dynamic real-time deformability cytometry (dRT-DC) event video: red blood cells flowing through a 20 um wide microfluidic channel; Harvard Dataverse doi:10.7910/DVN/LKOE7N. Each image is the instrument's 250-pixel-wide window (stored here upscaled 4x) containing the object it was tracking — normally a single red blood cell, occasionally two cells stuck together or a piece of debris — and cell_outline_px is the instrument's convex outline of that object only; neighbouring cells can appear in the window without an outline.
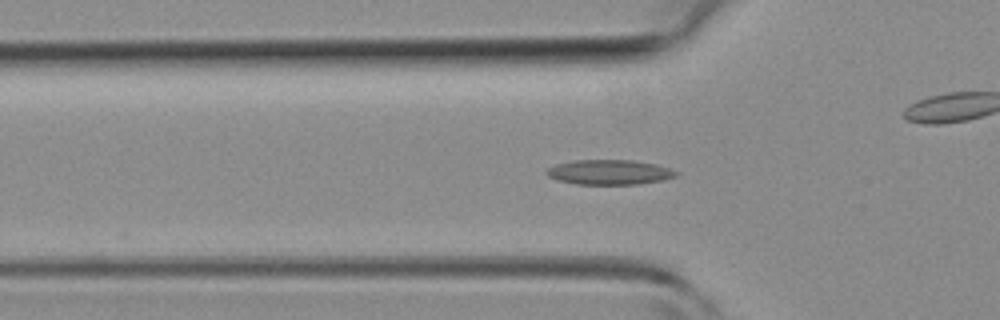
{"species": "common noctule bat (a hibernating species)", "species_latin": "Nyctalus noctula", "temperature_condition": "room temperature", "stored_images_in_passage": 46, "camera_frame_rate_fps": 3000, "um_per_image_px": 0.085, "animal": {"sex": "female", "body_mass_g": 19.3, "forearm_length_mm": 54.1}, "frame": {"image": 1, "passage_image": 15, "time_ms": 4.667, "image_size_px": [1000, 320], "cell_outline_px": [[680, 172], [676, 176], [664, 180], [636, 184], [576, 184], [556, 180], [548, 176], [544, 172], [548, 168], [556, 164], [576, 160], [632, 160], [656, 164]], "centroid_in_image_um": [51.79, 14.64], "position_along_channel_um": 74.0, "area_um2": 18.79}}
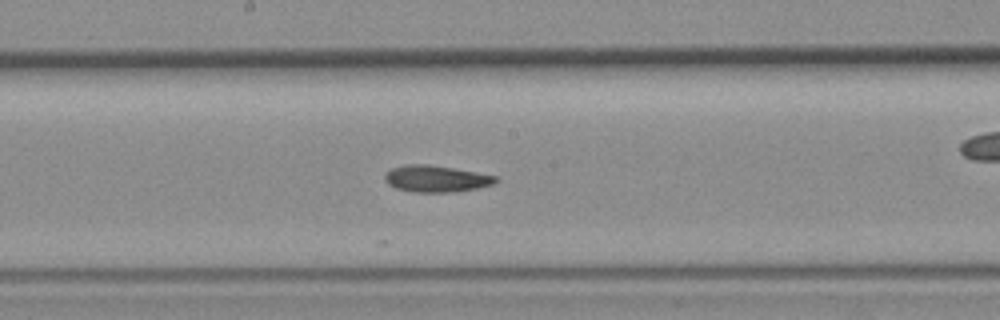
{"frame": {"image": 2, "passage_image": 24, "time_ms": 7.667, "image_size_px": [1000, 320], "cell_outline_px": [[500, 180], [492, 184], [476, 188], [452, 192], [412, 192], [396, 188], [388, 184], [384, 180], [384, 172], [392, 168], [404, 164], [428, 164], [476, 172], [496, 176]], "centroid_in_image_um": [37.02, 15.18], "position_along_channel_um": 211.2, "area_um2": 17.22}}
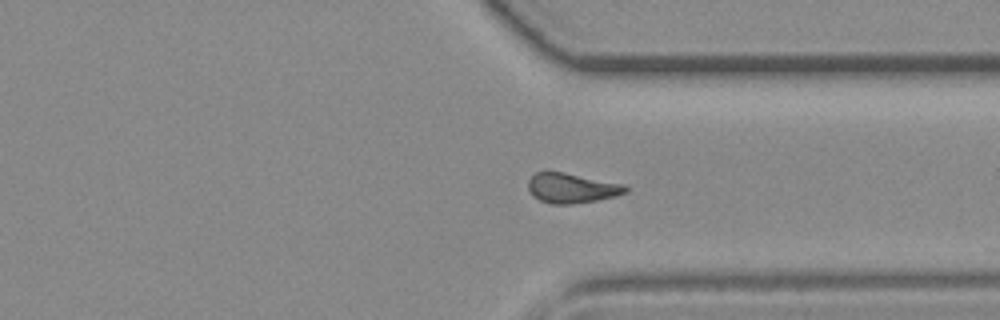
{"frame": {"image": 3, "passage_image": 34, "time_ms": 11.0, "image_size_px": [1000, 320], "cell_outline_px": [[628, 192], [616, 196], [596, 200], [572, 204], [552, 204], [540, 200], [532, 196], [528, 188], [528, 180], [536, 172], [564, 172], [628, 184]], "centroid_in_image_um": [48.64, 15.98], "position_along_channel_um": 362.8, "area_um2": 17.17}}